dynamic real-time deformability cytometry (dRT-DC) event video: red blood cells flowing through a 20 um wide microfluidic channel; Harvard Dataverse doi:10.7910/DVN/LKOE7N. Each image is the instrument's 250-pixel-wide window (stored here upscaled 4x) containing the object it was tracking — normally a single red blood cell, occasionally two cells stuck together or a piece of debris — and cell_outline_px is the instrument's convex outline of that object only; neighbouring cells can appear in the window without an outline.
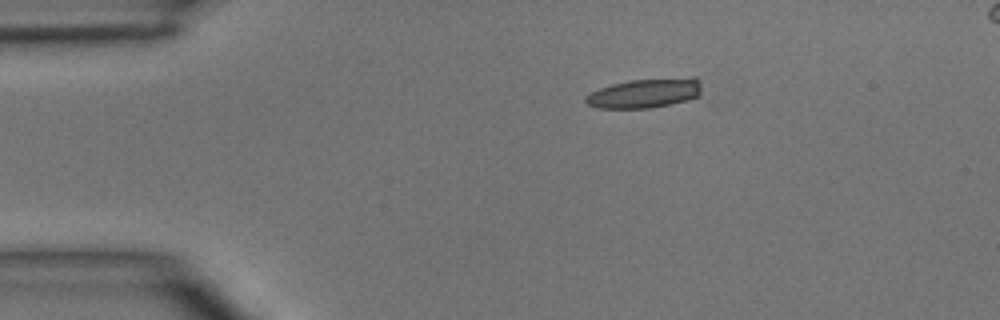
{"species": "common noctule bat (a hibernating species)", "species_latin": "Nyctalus noctula", "temperature_condition": "room temperature", "stored_images_in_passage": 3, "camera_frame_rate_fps": 3000, "um_per_image_px": 0.085, "animal": {"sex": "male", "body_mass_g": 15.6}, "frame": {"image": 1, "passage_image": 1, "time_ms": 0.0, "image_size_px": [1000, 320], "cell_outline_px": [[704, 100], [648, 108], [596, 108], [588, 104], [584, 100], [592, 92], [600, 88], [612, 84], [628, 80], [692, 76], [696, 76], [700, 80]], "centroid_in_image_um": [55.03, 7.92], "position_along_channel_um": 30.0, "area_um2": 20.92}}